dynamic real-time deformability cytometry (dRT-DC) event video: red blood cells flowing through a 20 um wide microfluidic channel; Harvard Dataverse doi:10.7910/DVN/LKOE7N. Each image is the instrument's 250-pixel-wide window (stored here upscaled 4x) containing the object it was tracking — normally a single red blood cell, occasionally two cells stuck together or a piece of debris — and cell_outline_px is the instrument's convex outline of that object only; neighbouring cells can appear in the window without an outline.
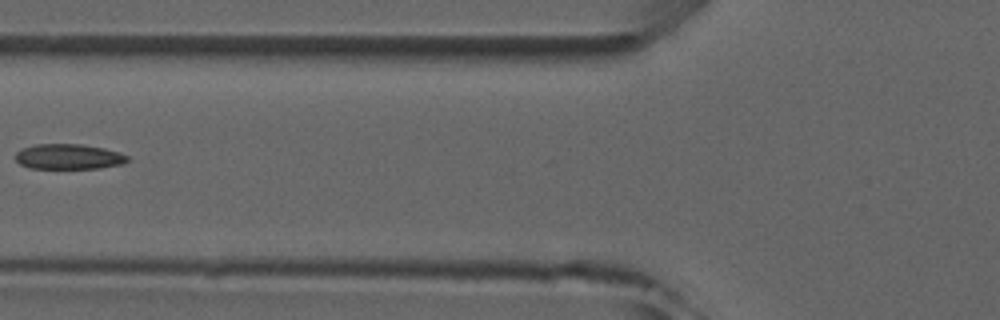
{"species": "common noctule bat (a hibernating species)", "species_latin": "Nyctalus noctula", "temperature_condition": "room temperature", "stored_images_in_passage": 7, "camera_frame_rate_fps": 3000, "um_per_image_px": 0.085, "animal": {"sex": "male", "forearm_length_mm": 52.5}, "frame": {"image": 1, "passage_image": 6, "time_ms": 6.0, "image_size_px": [1000, 320], "cell_outline_px": [[128, 160], [124, 164], [100, 168], [28, 168], [20, 164], [16, 160], [16, 152], [24, 148], [36, 144], [80, 144], [104, 148], [120, 152], [128, 156]], "centroid_in_image_um": [5.86, 13.32], "position_along_channel_um": 119.9, "area_um2": 16.47}}
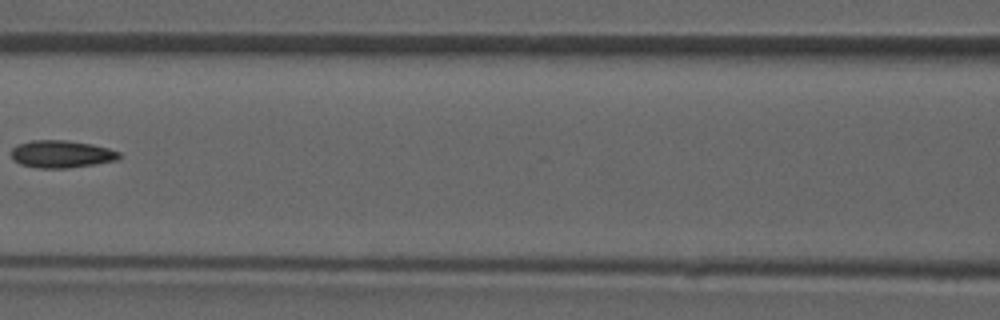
{"frame": {"image": 2, "passage_image": 7, "time_ms": 7.0, "image_size_px": [1000, 320], "cell_outline_px": [[120, 156], [116, 160], [96, 164], [64, 168], [40, 168], [20, 164], [12, 156], [12, 148], [20, 144], [32, 140], [68, 140], [92, 144], [108, 148], [120, 152]], "centroid_in_image_um": [5.25, 13.09], "position_along_channel_um": 161.4, "area_um2": 17.05}}